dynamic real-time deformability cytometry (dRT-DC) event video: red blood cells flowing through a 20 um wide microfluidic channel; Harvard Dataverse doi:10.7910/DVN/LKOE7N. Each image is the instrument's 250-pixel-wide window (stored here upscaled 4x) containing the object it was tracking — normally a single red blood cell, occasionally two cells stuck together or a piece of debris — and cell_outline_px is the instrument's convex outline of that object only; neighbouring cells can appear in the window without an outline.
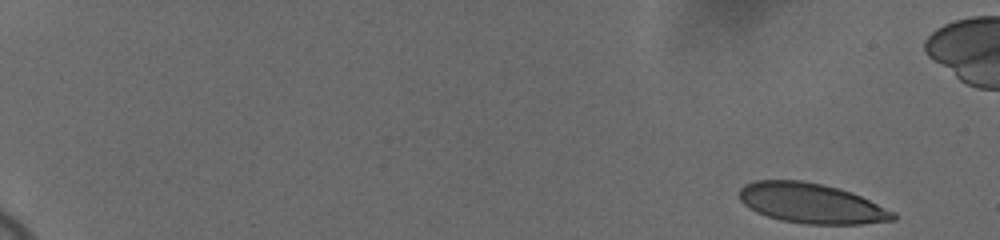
{"species": "human", "species_latin": "Homo sapiens", "temperature_condition": "cold", "stored_images_in_passage": 55, "camera_frame_rate_fps": 3000, "um_per_image_px": 0.085, "donor": {"sex": "female"}, "frame": {"image": 1, "passage_image": 1, "time_ms": 0.0, "image_size_px": [1000, 240], "cell_outline_px": [[896, 220], [864, 224], [808, 224], [784, 220], [768, 216], [756, 212], [744, 204], [740, 200], [740, 188], [744, 184], [756, 180], [800, 180], [840, 188], [852, 192], [896, 212]], "centroid_in_image_um": [69.0, 17.28], "position_along_channel_um": 16.0, "area_um2": 35.84}}
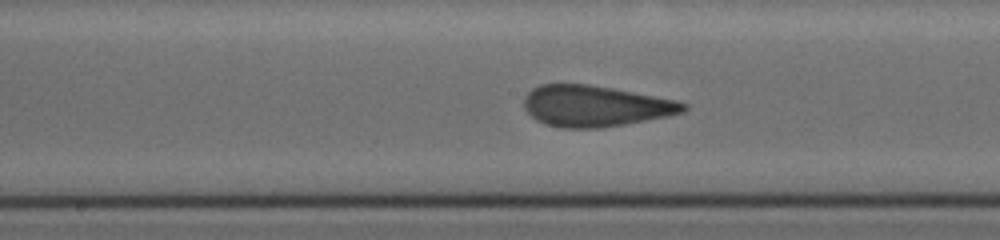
{"frame": {"image": 2, "passage_image": 31, "time_ms": 10.0, "image_size_px": [1000, 240], "cell_outline_px": [[688, 108], [684, 112], [668, 116], [624, 124], [600, 128], [560, 128], [544, 124], [536, 120], [524, 108], [524, 96], [532, 88], [540, 84], [588, 84], [612, 88], [676, 100], [688, 104]], "centroid_in_image_um": [50.58, 9.01], "position_along_channel_um": 197.6, "area_um2": 38.21}}
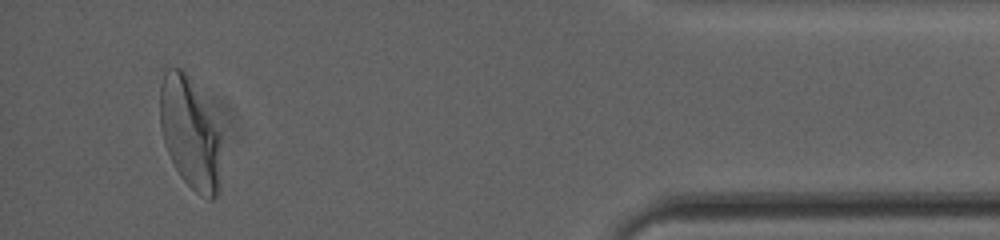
{"frame": {"image": 3, "passage_image": 53, "time_ms": 17.333, "image_size_px": [1000, 240], "cell_outline_px": [[220, 188], [216, 196], [212, 200], [208, 200], [200, 196], [180, 176], [172, 164], [160, 128], [160, 84], [164, 72], [168, 68], [180, 68], [184, 72], [220, 136]], "centroid_in_image_um": [16.11, 11.44], "position_along_channel_um": 419.1, "area_um2": 38.61}}